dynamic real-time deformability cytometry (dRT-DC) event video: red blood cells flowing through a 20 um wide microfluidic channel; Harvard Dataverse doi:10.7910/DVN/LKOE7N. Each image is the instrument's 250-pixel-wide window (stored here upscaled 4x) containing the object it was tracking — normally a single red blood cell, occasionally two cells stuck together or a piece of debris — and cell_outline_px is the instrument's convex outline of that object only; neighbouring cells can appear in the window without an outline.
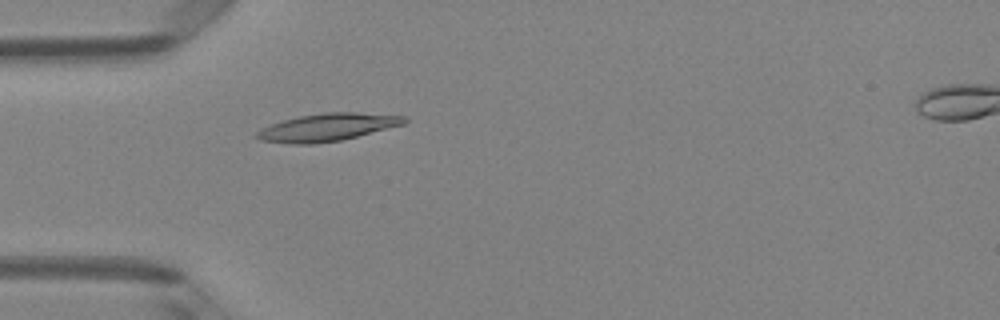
{"species": "Egyptian fruit bat (a non-hibernating species)", "species_latin": "Rousettus aegyptiacus", "temperature_condition": "room temperature", "stored_images_in_passage": 49, "camera_frame_rate_fps": 3000, "um_per_image_px": 0.085, "animal": {"sex": "female"}, "frame": {"image": 1, "passage_image": 15, "time_ms": 4.667, "image_size_px": [1000, 320], "cell_outline_px": [[408, 120], [404, 124], [340, 140], [312, 144], [292, 144], [260, 140], [252, 136], [260, 128], [284, 120], [300, 116], [324, 112], [356, 112], [404, 116]], "centroid_in_image_um": [27.77, 10.82], "position_along_channel_um": 57.2, "area_um2": 23.52}}
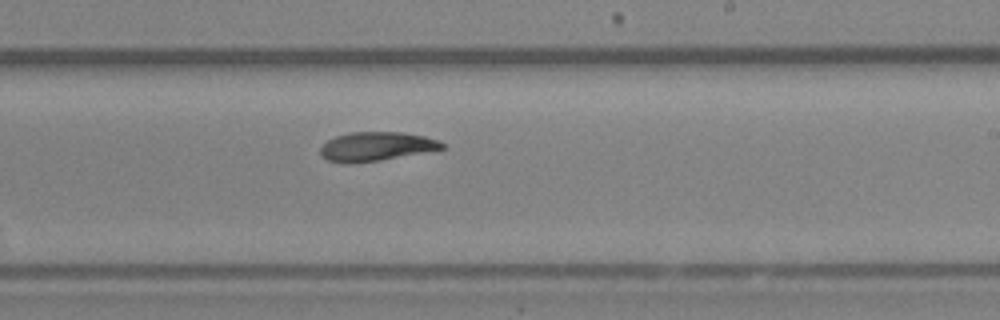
{"frame": {"image": 2, "passage_image": 30, "time_ms": 9.667, "image_size_px": [1000, 320], "cell_outline_px": [[444, 148], [380, 160], [328, 160], [320, 152], [320, 148], [328, 140], [336, 136], [348, 132], [404, 132], [424, 136], [440, 140], [444, 144]], "centroid_in_image_um": [32.05, 12.39], "position_along_channel_um": 256.9, "area_um2": 19.59}}
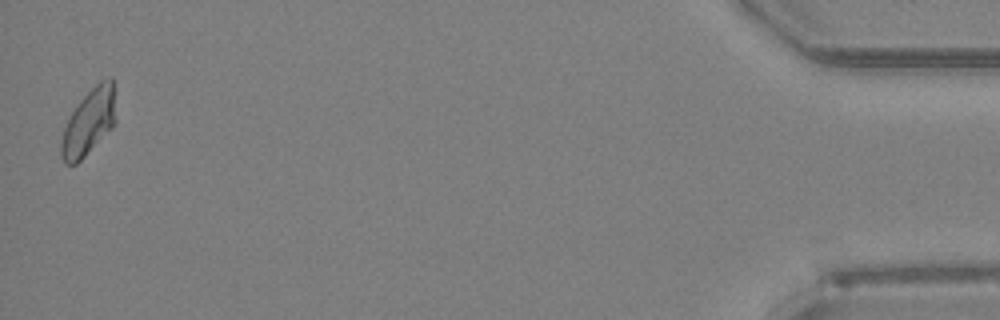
{"frame": {"image": 3, "passage_image": 49, "time_ms": 16.0, "image_size_px": [1000, 320], "cell_outline_px": [[116, 124], [76, 164], [64, 164], [60, 156], [60, 144], [64, 128], [72, 112], [80, 100], [104, 76], [112, 76], [116, 120]], "centroid_in_image_um": [7.56, 10.37], "position_along_channel_um": 427.6, "area_um2": 20.98}, "authors_computed_cell_mechanics": {"area_um2": 21.5016, "velocity_mm_per_s": 4.1046, "shape_relaxation_time_tau1_ms": null, "shape_relaxation_time_tau2_ms": 4.6935, "deformation_change_tau1": null, "deformation_change_tau2": 0.0996}}